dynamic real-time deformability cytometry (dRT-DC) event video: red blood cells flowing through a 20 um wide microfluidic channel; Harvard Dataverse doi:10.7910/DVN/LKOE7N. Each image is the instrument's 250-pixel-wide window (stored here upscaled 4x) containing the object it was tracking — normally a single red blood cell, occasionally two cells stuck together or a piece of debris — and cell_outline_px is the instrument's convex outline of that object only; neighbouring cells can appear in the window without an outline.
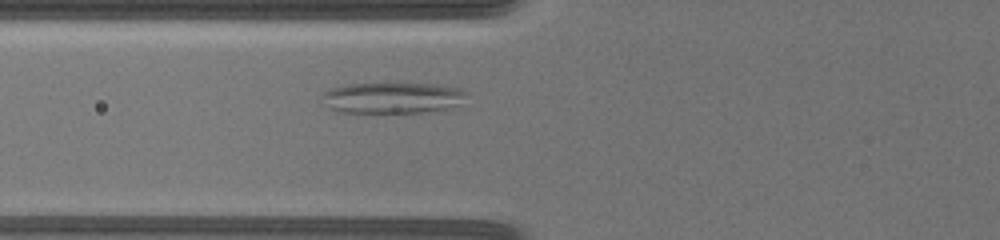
{"species": "common noctule bat (a hibernating species)", "species_latin": "Nyctalus noctula", "temperature_condition": "warm", "stored_images_in_passage": 20, "camera_frame_rate_fps": 3000, "um_per_image_px": 0.085, "animal": {"sex": "female", "body_mass_g": 19.5, "forearm_length_mm": 54.1}, "frame": {"image": 1, "passage_image": 8, "time_ms": 1.667, "image_size_px": [1000, 240], "cell_outline_px": [[468, 92], [456, 104], [444, 108], [400, 116], [340, 112], [328, 108], [324, 96], [324, 92], [328, 88], [348, 84], [436, 84], [460, 88]], "centroid_in_image_um": [33.29, 8.36], "position_along_channel_um": 92.5, "area_um2": 26.65}}
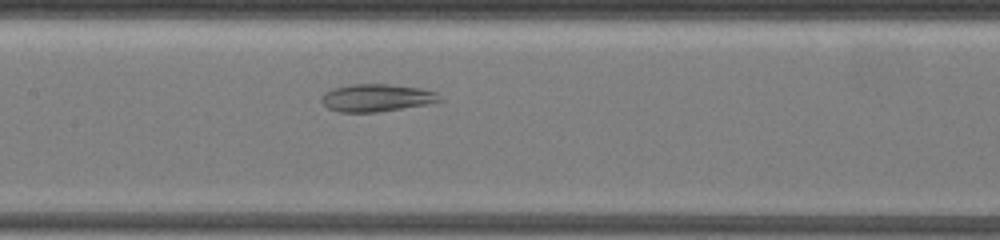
{"frame": {"image": 2, "passage_image": 19, "time_ms": 4.0, "image_size_px": [1000, 240], "cell_outline_px": [[444, 100], [424, 104], [376, 112], [340, 112], [328, 108], [320, 100], [324, 92], [336, 88], [352, 84], [388, 84], [420, 88], [436, 92]], "centroid_in_image_um": [31.99, 8.31], "position_along_channel_um": 175.4, "area_um2": 18.67}}